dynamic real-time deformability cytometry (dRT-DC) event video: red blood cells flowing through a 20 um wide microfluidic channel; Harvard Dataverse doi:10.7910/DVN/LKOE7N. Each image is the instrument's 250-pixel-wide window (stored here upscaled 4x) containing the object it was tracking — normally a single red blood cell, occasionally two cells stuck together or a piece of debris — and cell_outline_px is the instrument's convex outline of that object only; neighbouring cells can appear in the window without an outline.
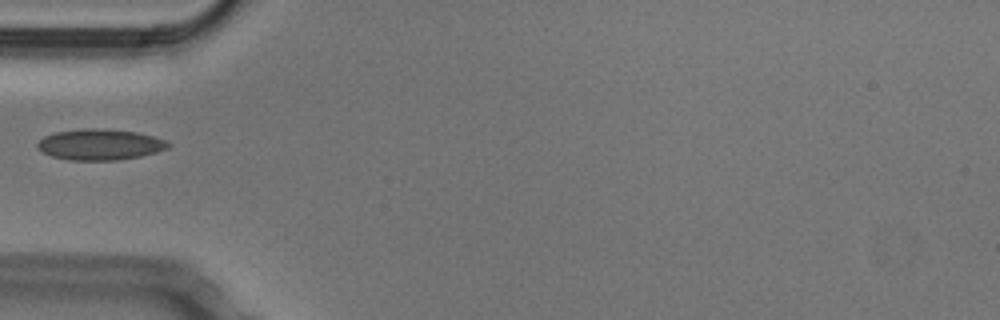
{"species": "Egyptian fruit bat (a non-hibernating species)", "species_latin": "Rousettus aegyptiacus", "temperature_condition": "cold", "stored_images_in_passage": 36, "camera_frame_rate_fps": 3000, "um_per_image_px": 0.085, "animal": {"sex": "male"}, "frame": {"image": 1, "passage_image": 1, "time_ms": 0.0, "image_size_px": [1000, 320], "cell_outline_px": [[172, 144], [168, 148], [156, 152], [140, 156], [116, 160], [68, 160], [52, 156], [36, 148], [36, 144], [44, 136], [56, 132], [84, 128], [104, 128], [136, 132], [152, 136], [164, 140]], "centroid_in_image_um": [8.48, 12.28], "position_along_channel_um": 76.5, "area_um2": 23.52}}
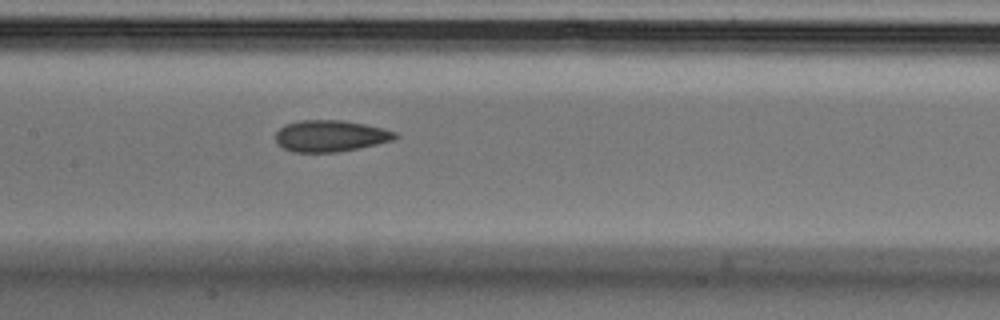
{"frame": {"image": 2, "passage_image": 9, "time_ms": 2.667, "image_size_px": [1000, 320], "cell_outline_px": [[400, 136], [396, 140], [336, 152], [292, 152], [276, 144], [276, 132], [284, 124], [300, 120], [344, 120], [384, 128], [396, 132]], "centroid_in_image_um": [28.09, 11.55], "position_along_channel_um": 179.3, "area_um2": 22.08}}
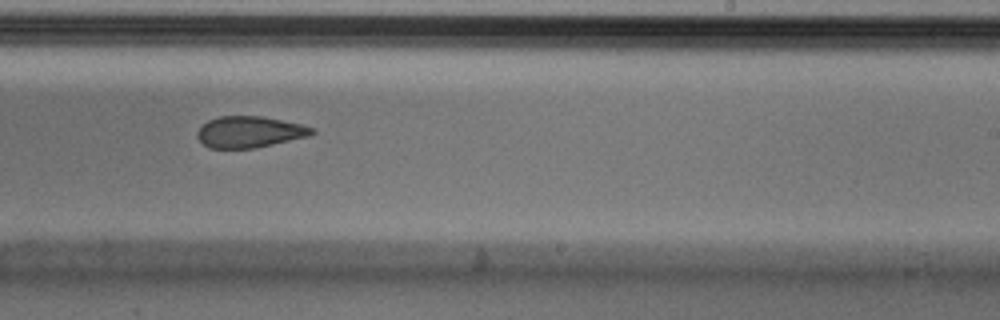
{"frame": {"image": 3, "passage_image": 16, "time_ms": 5.0, "image_size_px": [1000, 320], "cell_outline_px": [[316, 132], [308, 136], [256, 148], [208, 148], [196, 136], [196, 132], [208, 120], [216, 116], [260, 116], [300, 124], [316, 128]], "centroid_in_image_um": [21.2, 11.21], "position_along_channel_um": 267.8, "area_um2": 20.87}}